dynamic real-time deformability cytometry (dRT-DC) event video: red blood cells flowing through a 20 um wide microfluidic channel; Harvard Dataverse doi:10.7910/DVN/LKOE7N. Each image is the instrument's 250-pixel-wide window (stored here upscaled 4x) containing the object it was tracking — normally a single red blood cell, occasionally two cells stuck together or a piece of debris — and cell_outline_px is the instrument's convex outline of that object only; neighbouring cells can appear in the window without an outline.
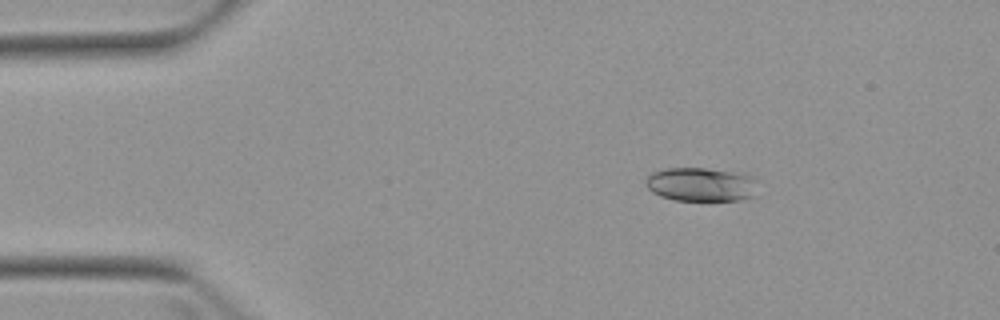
{"species": "Egyptian fruit bat (a non-hibernating species)", "species_latin": "Rousettus aegyptiacus", "temperature_condition": "warm", "stored_images_in_passage": 3, "camera_frame_rate_fps": 3000, "um_per_image_px": 0.085, "animal": {"sex": "female"}, "frame": {"image": 1, "passage_image": 1, "time_ms": 0.0, "image_size_px": [1000, 320], "cell_outline_px": [[756, 196], [740, 200], [676, 200], [660, 196], [652, 192], [644, 184], [648, 176], [652, 172], [664, 168], [704, 168], [744, 172], [756, 180]], "centroid_in_image_um": [59.61, 15.67], "position_along_channel_um": 25.4, "area_um2": 22.43}}
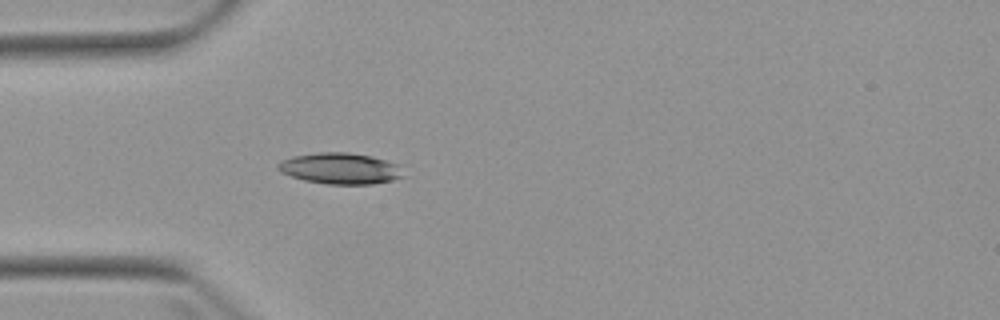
{"frame": {"image": 2, "passage_image": 3, "time_ms": 2.333, "image_size_px": [1000, 320], "cell_outline_px": [[408, 176], [392, 180], [372, 184], [328, 184], [304, 180], [280, 172], [276, 168], [276, 164], [280, 160], [292, 156], [320, 152], [348, 152], [372, 156], [404, 164]], "centroid_in_image_um": [29.03, 14.31], "position_along_channel_um": 56.0, "area_um2": 23.47}}